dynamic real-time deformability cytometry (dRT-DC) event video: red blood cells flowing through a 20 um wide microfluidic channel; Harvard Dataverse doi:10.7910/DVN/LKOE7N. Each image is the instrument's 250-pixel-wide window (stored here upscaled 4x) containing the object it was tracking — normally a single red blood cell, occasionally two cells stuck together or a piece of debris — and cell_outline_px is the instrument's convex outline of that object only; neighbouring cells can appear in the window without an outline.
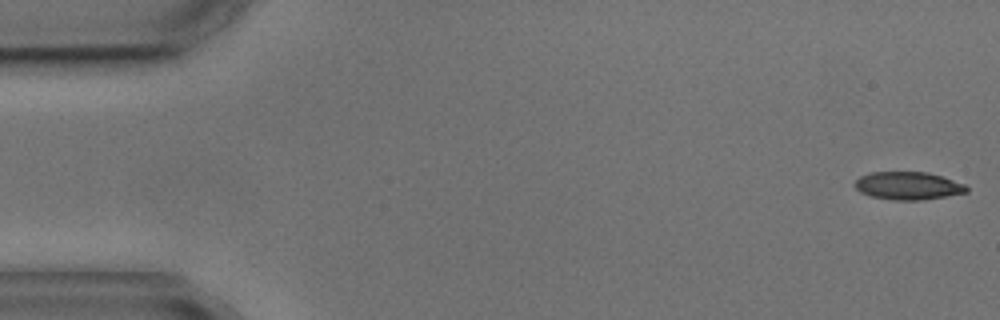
{"species": "common noctule bat (a hibernating species)", "species_latin": "Nyctalus noctula", "temperature_condition": "cold", "stored_images_in_passage": 10, "camera_frame_rate_fps": 3000, "um_per_image_px": 0.085, "animal": {"sex": "male", "body_mass_g": 17.9, "forearm_length_mm": 54.2}, "frame": {"image": 1, "passage_image": 1, "time_ms": 0.0, "image_size_px": [1000, 320], "cell_outline_px": [[968, 192], [920, 200], [892, 200], [868, 196], [860, 192], [856, 188], [856, 180], [860, 176], [872, 172], [928, 172], [964, 184], [968, 188]], "centroid_in_image_um": [77.16, 15.79], "position_along_channel_um": 7.8, "area_um2": 17.98}}
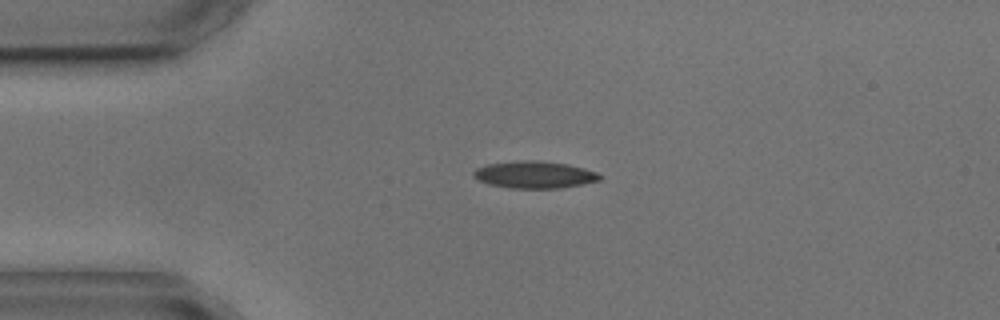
{"frame": {"image": 2, "passage_image": 4, "time_ms": 3.667, "image_size_px": [1000, 320], "cell_outline_px": [[604, 176], [600, 180], [560, 188], [512, 188], [488, 184], [476, 180], [472, 176], [472, 172], [476, 168], [488, 164], [520, 160], [540, 160], [568, 164], [584, 168], [596, 172]], "centroid_in_image_um": [45.4, 14.84], "position_along_channel_um": 39.6, "area_um2": 20.06}}
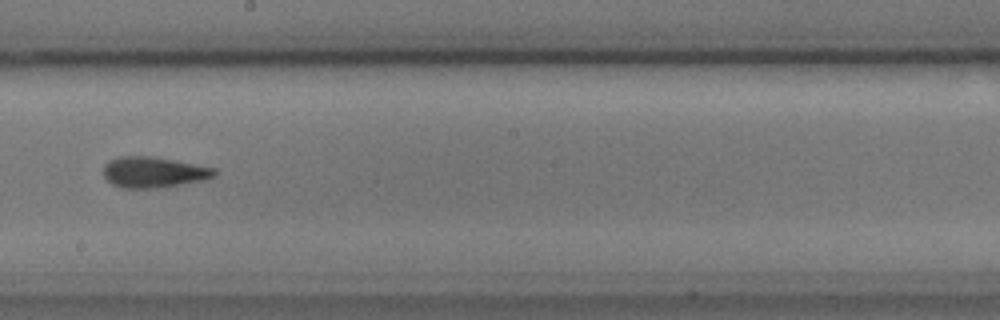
{"frame": {"image": 3, "passage_image": 9, "time_ms": 9.667, "image_size_px": [1000, 320], "cell_outline_px": [[216, 176], [204, 180], [180, 184], [148, 188], [124, 188], [112, 184], [104, 176], [104, 164], [108, 160], [120, 156], [148, 156], [172, 160], [216, 168]], "centroid_in_image_um": [13.04, 14.63], "position_along_channel_um": 235.2, "area_um2": 19.65}}